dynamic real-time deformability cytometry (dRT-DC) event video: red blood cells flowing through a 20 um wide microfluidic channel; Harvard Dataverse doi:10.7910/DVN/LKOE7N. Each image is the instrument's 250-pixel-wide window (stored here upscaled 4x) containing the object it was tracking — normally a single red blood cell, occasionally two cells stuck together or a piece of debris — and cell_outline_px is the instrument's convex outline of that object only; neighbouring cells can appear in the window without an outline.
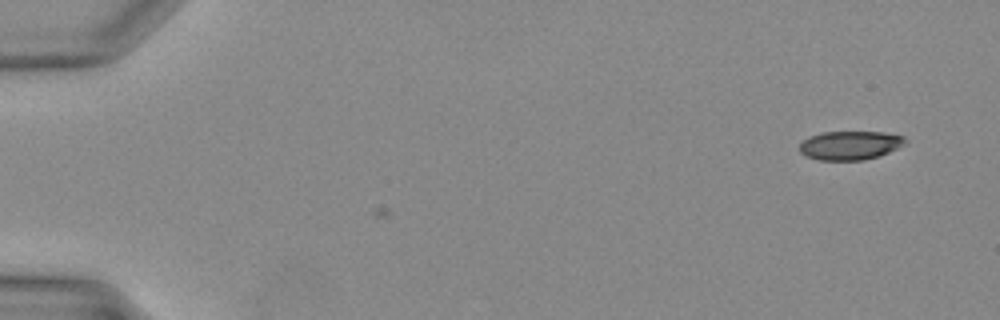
{"species": "Egyptian fruit bat (a non-hibernating species)", "species_latin": "Rousettus aegyptiacus", "temperature_condition": "warm", "stored_images_in_passage": 3, "camera_frame_rate_fps": 3000, "um_per_image_px": 0.085, "animal": {"sex": "female"}, "frame": {"image": 1, "passage_image": 3, "time_ms": 0.667, "image_size_px": [1000, 320], "cell_outline_px": [[908, 144], [880, 156], [864, 160], [820, 160], [808, 156], [800, 152], [800, 144], [808, 136], [820, 132], [880, 132], [904, 136], [908, 140]], "centroid_in_image_um": [72.31, 12.35], "position_along_channel_um": 12.7, "area_um2": 17.92}}